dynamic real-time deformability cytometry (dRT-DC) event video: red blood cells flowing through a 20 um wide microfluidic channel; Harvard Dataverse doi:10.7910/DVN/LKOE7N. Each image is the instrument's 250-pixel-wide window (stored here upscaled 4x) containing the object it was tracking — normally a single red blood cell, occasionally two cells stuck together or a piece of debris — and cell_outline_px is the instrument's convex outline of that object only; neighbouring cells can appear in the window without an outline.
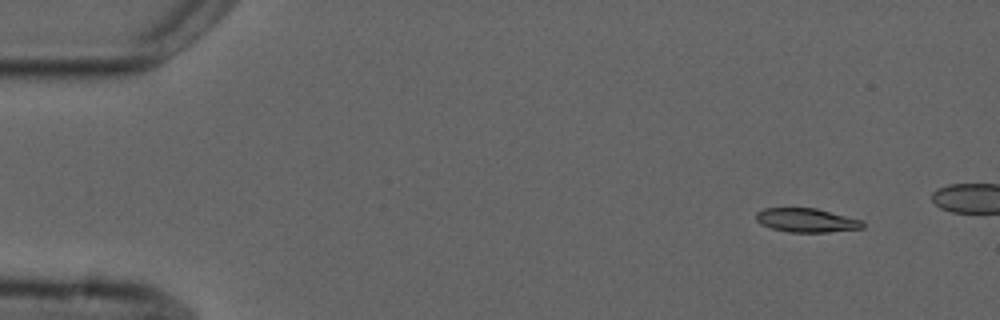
{"species": "common noctule bat (a hibernating species)", "species_latin": "Nyctalus noctula", "temperature_condition": "cold", "stored_images_in_passage": 5, "camera_frame_rate_fps": 3000, "um_per_image_px": 0.085, "animal": {"sex": "male", "forearm_length_mm": 52.5}, "frame": {"image": 1, "passage_image": 1, "time_ms": 0.0, "image_size_px": [1000, 320], "cell_outline_px": [[864, 228], [828, 232], [788, 232], [772, 228], [760, 224], [756, 220], [756, 212], [764, 208], [816, 208], [864, 220]], "centroid_in_image_um": [68.57, 18.72], "position_along_channel_um": 16.4, "area_um2": 14.97}}